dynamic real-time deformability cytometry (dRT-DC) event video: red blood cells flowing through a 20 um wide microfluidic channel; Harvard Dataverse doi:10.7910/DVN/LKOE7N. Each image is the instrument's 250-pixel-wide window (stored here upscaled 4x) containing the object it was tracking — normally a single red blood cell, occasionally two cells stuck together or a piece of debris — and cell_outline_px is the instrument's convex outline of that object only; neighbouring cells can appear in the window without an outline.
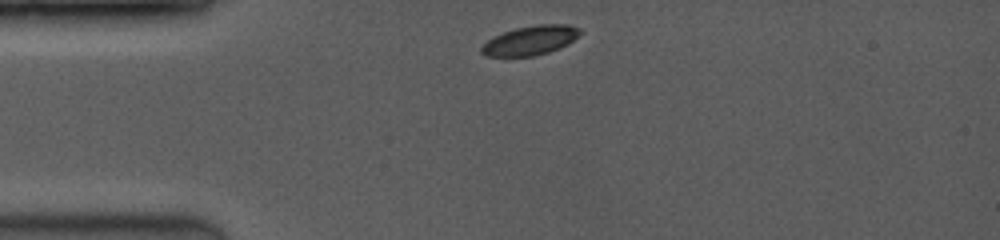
{"species": "common noctule bat (a hibernating species)", "species_latin": "Nyctalus noctula", "temperature_condition": "room temperature", "stored_images_in_passage": 2, "camera_frame_rate_fps": 3500, "um_per_image_px": 0.085, "animal": {"sex": "female", "body_mass_g": 19.0, "forearm_length_mm": 53.3}, "frame": {"image": 1, "passage_image": 1, "time_ms": 0.0, "image_size_px": [1000, 240], "cell_outline_px": [[580, 32], [568, 44], [548, 52], [532, 56], [488, 56], [480, 52], [480, 48], [492, 36], [516, 28], [536, 24], [568, 24], [580, 28]], "centroid_in_image_um": [45.06, 3.42], "position_along_channel_um": 39.9, "area_um2": 16.65}}